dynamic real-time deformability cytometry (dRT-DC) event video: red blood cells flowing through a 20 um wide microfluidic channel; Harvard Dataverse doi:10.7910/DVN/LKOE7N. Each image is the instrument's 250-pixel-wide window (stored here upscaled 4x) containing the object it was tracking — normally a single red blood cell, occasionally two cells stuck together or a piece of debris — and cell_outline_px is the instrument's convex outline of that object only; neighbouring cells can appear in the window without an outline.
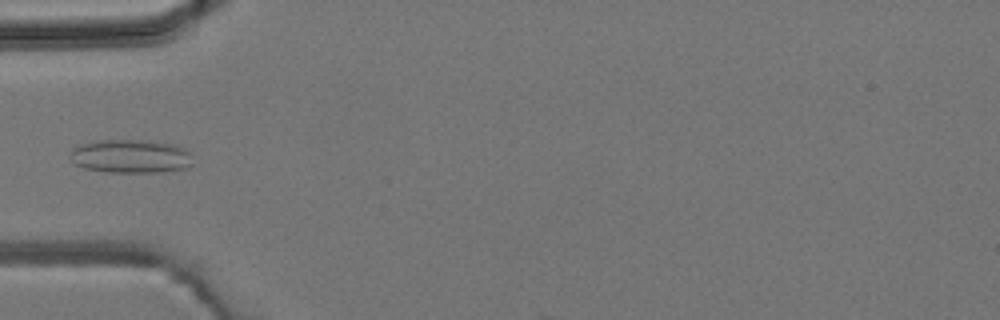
{"species": "common noctule bat (a hibernating species)", "species_latin": "Nyctalus noctula", "temperature_condition": "room temperature", "stored_images_in_passage": 7, "camera_frame_rate_fps": 3000, "um_per_image_px": 0.085, "animal": {"sex": "male", "body_mass_g": 19.2, "forearm_length_mm": 51.8}, "frame": {"image": 1, "passage_image": 5, "time_ms": 5.667, "image_size_px": [1000, 320], "cell_outline_px": [[192, 164], [188, 168], [160, 172], [108, 172], [84, 168], [76, 164], [68, 156], [72, 148], [76, 144], [96, 140], [152, 140], [176, 144], [188, 148]], "centroid_in_image_um": [11.11, 13.26], "position_along_channel_um": 73.9, "area_um2": 24.57}}
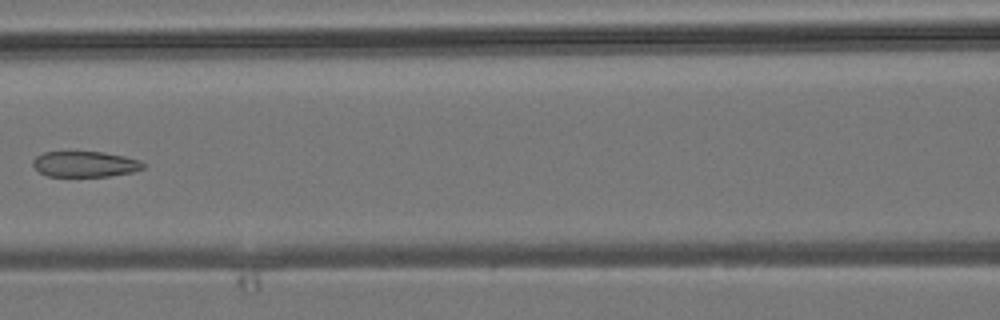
{"frame": {"image": 2, "passage_image": 7, "time_ms": 7.667, "image_size_px": [1000, 320], "cell_outline_px": [[144, 168], [132, 172], [108, 176], [48, 176], [40, 172], [32, 164], [32, 160], [36, 156], [44, 152], [104, 152], [124, 156], [140, 160], [144, 164]], "centroid_in_image_um": [7.22, 13.94], "position_along_channel_um": 159.4, "area_um2": 16.42}}